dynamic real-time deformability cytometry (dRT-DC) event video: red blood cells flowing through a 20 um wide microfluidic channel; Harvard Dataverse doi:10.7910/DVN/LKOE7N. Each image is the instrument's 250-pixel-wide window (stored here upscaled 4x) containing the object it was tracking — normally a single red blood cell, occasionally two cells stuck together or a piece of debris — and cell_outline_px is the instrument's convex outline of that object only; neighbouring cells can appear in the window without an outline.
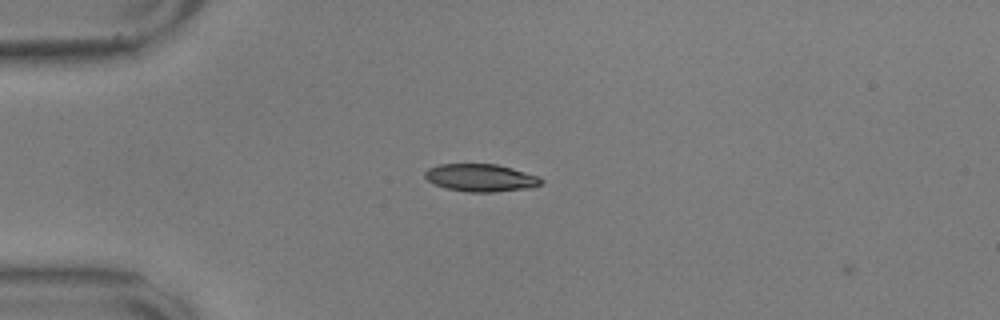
{"species": "common noctule bat (a hibernating species)", "species_latin": "Nyctalus noctula", "temperature_condition": "warm", "stored_images_in_passage": 3, "camera_frame_rate_fps": 3000, "um_per_image_px": 0.085, "animal": {"sex": "male", "body_mass_g": 17.9, "forearm_length_mm": 54.2}, "frame": {"image": 1, "passage_image": 1, "time_ms": 0.0, "image_size_px": [1000, 320], "cell_outline_px": [[544, 180], [540, 184], [532, 188], [496, 192], [468, 192], [448, 188], [436, 184], [428, 180], [424, 176], [424, 172], [428, 168], [440, 164], [496, 164], [512, 168], [540, 176]], "centroid_in_image_um": [40.91, 15.11], "position_along_channel_um": 44.1, "area_um2": 18.73}}